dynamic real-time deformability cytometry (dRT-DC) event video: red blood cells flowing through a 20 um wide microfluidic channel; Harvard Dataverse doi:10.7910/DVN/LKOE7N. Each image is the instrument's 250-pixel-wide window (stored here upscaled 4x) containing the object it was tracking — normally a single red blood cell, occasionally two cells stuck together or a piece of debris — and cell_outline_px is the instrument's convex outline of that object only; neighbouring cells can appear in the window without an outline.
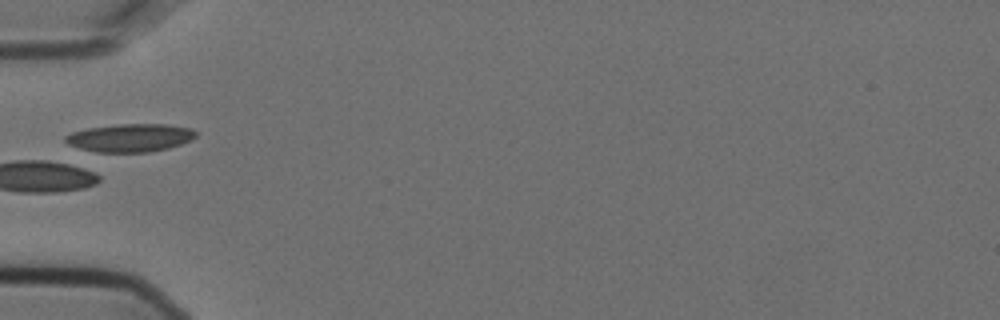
{"species": "Egyptian fruit bat (a non-hibernating species)", "species_latin": "Rousettus aegyptiacus", "temperature_condition": "cold", "stored_images_in_passage": 4, "camera_frame_rate_fps": 3000, "um_per_image_px": 0.085, "animal": {"sex": "female"}, "frame": {"image": 1, "passage_image": 4, "time_ms": 1.0, "image_size_px": [1000, 320], "cell_outline_px": [[196, 136], [180, 144], [168, 148], [148, 152], [96, 152], [80, 148], [68, 144], [64, 140], [64, 136], [72, 132], [88, 128], [116, 124], [168, 124], [192, 128], [196, 132]], "centroid_in_image_um": [11.05, 11.7], "position_along_channel_um": 74.0, "area_um2": 21.27}}